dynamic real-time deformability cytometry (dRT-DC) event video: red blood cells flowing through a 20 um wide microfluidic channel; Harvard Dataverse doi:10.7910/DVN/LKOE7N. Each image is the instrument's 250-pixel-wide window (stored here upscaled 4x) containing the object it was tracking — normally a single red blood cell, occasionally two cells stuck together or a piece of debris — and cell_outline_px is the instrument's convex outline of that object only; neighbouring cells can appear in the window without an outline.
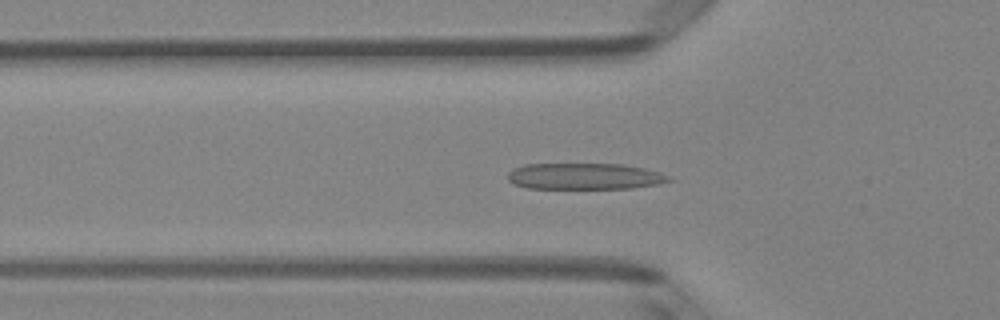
{"species": "Egyptian fruit bat (a non-hibernating species)", "species_latin": "Rousettus aegyptiacus", "temperature_condition": "room temperature", "stored_images_in_passage": 49, "camera_frame_rate_fps": 3000, "um_per_image_px": 0.085, "animal": {"sex": "female"}, "frame": {"image": 1, "passage_image": 16, "time_ms": 5.0, "image_size_px": [1000, 320], "cell_outline_px": [[672, 180], [656, 184], [632, 188], [528, 188], [516, 184], [508, 180], [508, 172], [512, 168], [524, 164], [620, 164], [644, 168], [660, 172], [668, 176]], "centroid_in_image_um": [49.66, 14.98], "position_along_channel_um": 76.1, "area_um2": 24.51}}
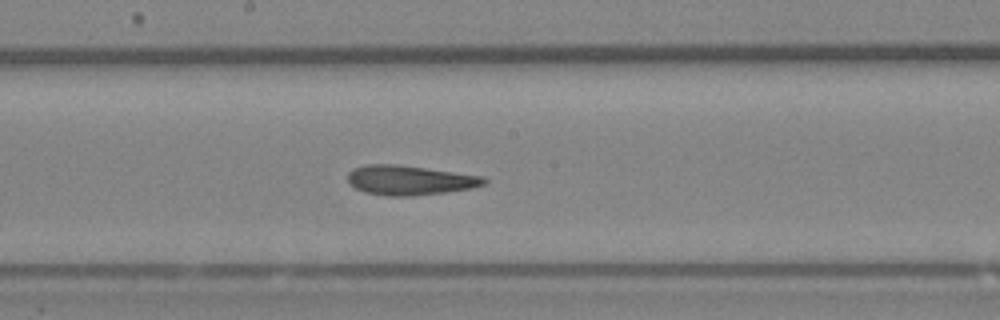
{"frame": {"image": 2, "passage_image": 26, "time_ms": 8.333, "image_size_px": [1000, 320], "cell_outline_px": [[488, 180], [484, 184], [472, 188], [444, 192], [412, 196], [388, 196], [364, 192], [348, 184], [348, 172], [352, 168], [364, 164], [396, 164], [484, 176]], "centroid_in_image_um": [34.78, 15.31], "position_along_channel_um": 213.4, "area_um2": 23.58}}
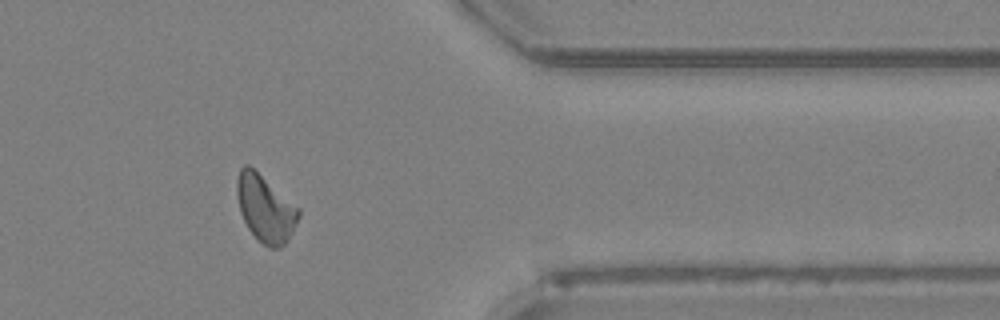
{"frame": {"image": 3, "passage_image": 40, "time_ms": 13.0, "image_size_px": [1000, 320], "cell_outline_px": [[300, 216], [292, 232], [284, 244], [280, 248], [268, 248], [248, 228], [240, 212], [236, 196], [236, 180], [240, 168], [244, 164], [248, 164], [300, 208]], "centroid_in_image_um": [22.54, 17.7], "position_along_channel_um": 388.9, "area_um2": 23.87}, "authors_computed_cell_mechanics": {"area_um2": 23.5824, "velocity_mm_per_s": 4.1118, "shape_relaxation_time_tau1_ms": 5.0404, "shape_relaxation_time_tau2_ms": 2.6395, "deformation_change_tau1": 0.1732, "deformation_change_tau2": 0.1257}}